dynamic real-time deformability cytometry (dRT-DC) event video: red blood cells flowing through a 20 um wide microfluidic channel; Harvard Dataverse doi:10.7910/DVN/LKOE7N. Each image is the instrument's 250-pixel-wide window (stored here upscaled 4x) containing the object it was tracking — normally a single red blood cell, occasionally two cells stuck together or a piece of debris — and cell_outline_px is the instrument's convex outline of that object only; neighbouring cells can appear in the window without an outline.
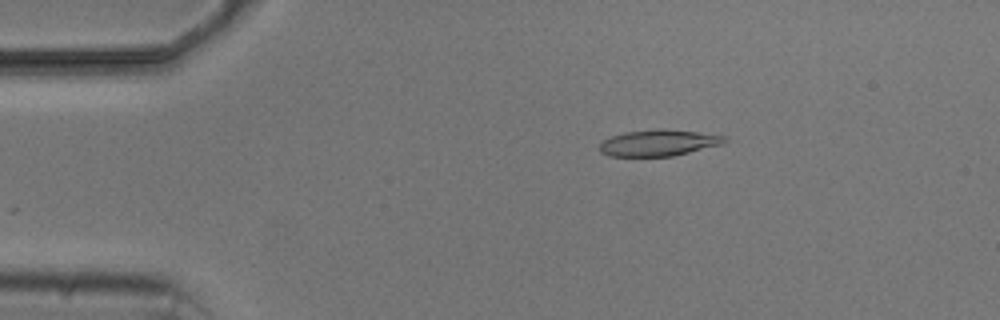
{"species": "common noctule bat (a hibernating species)", "species_latin": "Nyctalus noctula", "temperature_condition": "cold", "stored_images_in_passage": 4, "camera_frame_rate_fps": 3000, "um_per_image_px": 0.085, "animal": {"sex": "male", "body_mass_g": 20.5, "forearm_length_mm": 52.5}, "frame": {"image": 1, "passage_image": 1, "time_ms": 0.0, "image_size_px": [1000, 320], "cell_outline_px": [[728, 140], [720, 144], [672, 156], [612, 156], [600, 152], [600, 144], [604, 140], [612, 136], [624, 132], [660, 128], [664, 128], [728, 136]], "centroid_in_image_um": [55.97, 12.13], "position_along_channel_um": 29.0, "area_um2": 18.96}}
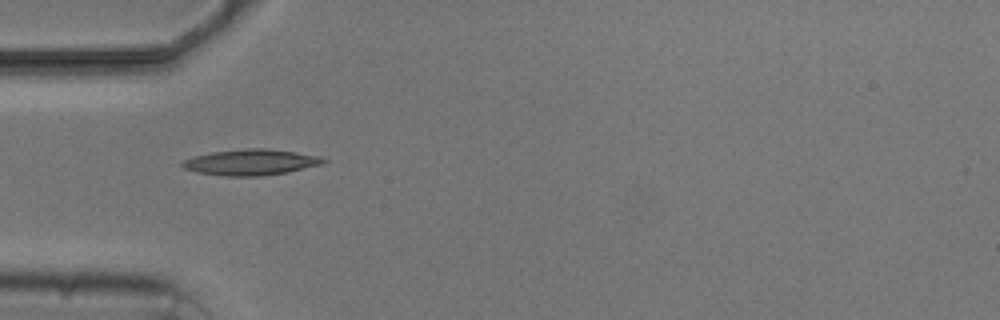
{"frame": {"image": 2, "passage_image": 3, "time_ms": 2.333, "image_size_px": [1000, 320], "cell_outline_px": [[328, 160], [324, 164], [288, 172], [260, 176], [228, 176], [196, 172], [184, 168], [180, 164], [184, 160], [192, 156], [212, 152], [244, 148], [268, 148], [296, 152], [320, 156]], "centroid_in_image_um": [21.35, 13.78], "position_along_channel_um": 63.7, "area_um2": 21.44}}
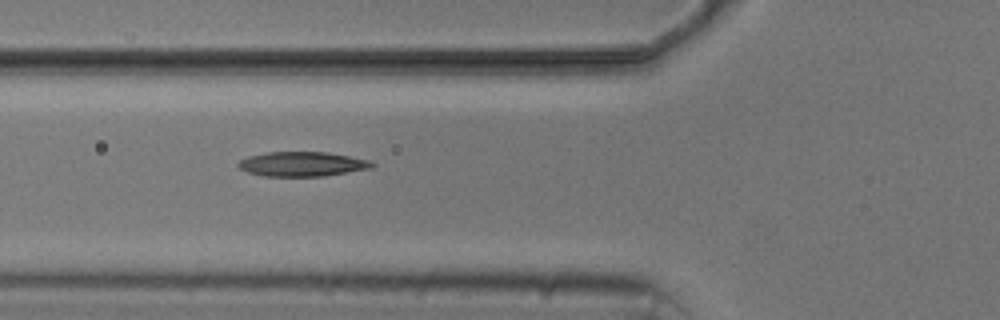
{"frame": {"image": 3, "passage_image": 4, "time_ms": 3.333, "image_size_px": [1000, 320], "cell_outline_px": [[376, 164], [372, 168], [324, 176], [264, 176], [248, 172], [240, 168], [236, 164], [240, 160], [248, 156], [268, 152], [328, 152], [368, 160]], "centroid_in_image_um": [25.68, 13.94], "position_along_channel_um": 100.1, "area_um2": 19.07}}